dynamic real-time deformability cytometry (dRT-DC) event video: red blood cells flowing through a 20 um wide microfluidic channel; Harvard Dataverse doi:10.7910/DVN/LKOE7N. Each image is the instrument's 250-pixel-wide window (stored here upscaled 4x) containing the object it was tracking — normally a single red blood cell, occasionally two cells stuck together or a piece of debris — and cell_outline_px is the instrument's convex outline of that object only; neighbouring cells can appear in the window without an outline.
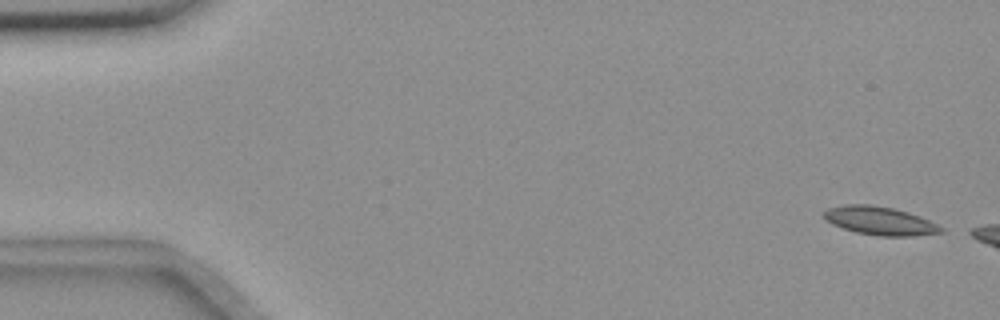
{"species": "common noctule bat (a hibernating species)", "species_latin": "Nyctalus noctula", "temperature_condition": "room temperature", "stored_images_in_passage": 49, "camera_frame_rate_fps": 3000, "um_per_image_px": 0.085, "animal": {"sex": "female", "body_mass_g": 18.4}, "frame": {"image": 1, "passage_image": 2, "time_ms": 0.333, "image_size_px": [1000, 320], "cell_outline_px": [[944, 232], [912, 236], [880, 236], [856, 232], [832, 224], [824, 220], [824, 212], [828, 208], [844, 204], [868, 204], [892, 208], [908, 212], [920, 216], [944, 228]], "centroid_in_image_um": [74.78, 18.76], "position_along_channel_um": 10.2, "area_um2": 19.31}}
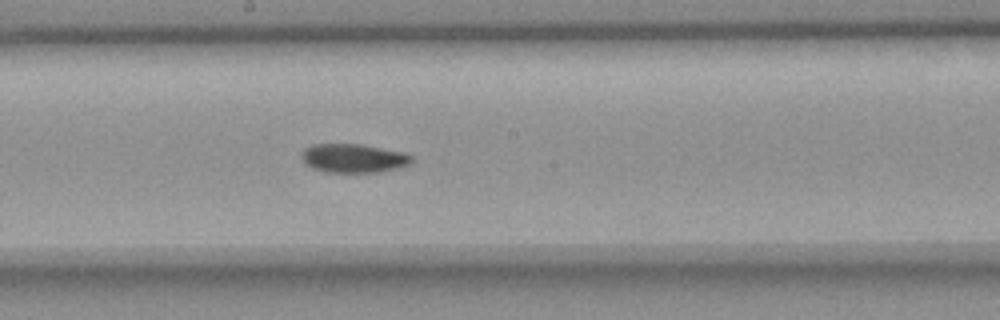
{"frame": {"image": 2, "passage_image": 30, "time_ms": 9.667, "image_size_px": [1000, 320], "cell_outline_px": [[412, 164], [404, 168], [380, 172], [324, 172], [312, 168], [304, 164], [300, 156], [304, 148], [312, 144], [364, 144], [404, 152], [412, 156]], "centroid_in_image_um": [30.07, 13.45], "position_along_channel_um": 218.1, "area_um2": 19.02}}
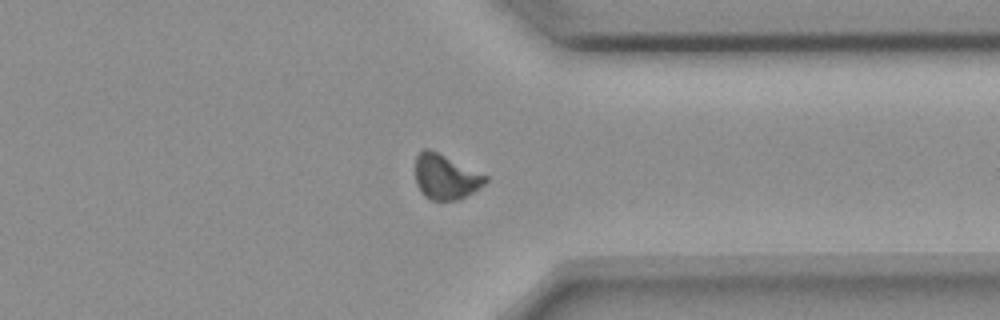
{"frame": {"image": 3, "passage_image": 43, "time_ms": 14.0, "image_size_px": [1000, 320], "cell_outline_px": [[488, 180], [484, 184], [460, 200], [432, 200], [424, 196], [420, 192], [416, 184], [416, 156], [424, 148], [428, 148], [488, 176]], "centroid_in_image_um": [37.86, 15.05], "position_along_channel_um": 373.5, "area_um2": 18.21}}